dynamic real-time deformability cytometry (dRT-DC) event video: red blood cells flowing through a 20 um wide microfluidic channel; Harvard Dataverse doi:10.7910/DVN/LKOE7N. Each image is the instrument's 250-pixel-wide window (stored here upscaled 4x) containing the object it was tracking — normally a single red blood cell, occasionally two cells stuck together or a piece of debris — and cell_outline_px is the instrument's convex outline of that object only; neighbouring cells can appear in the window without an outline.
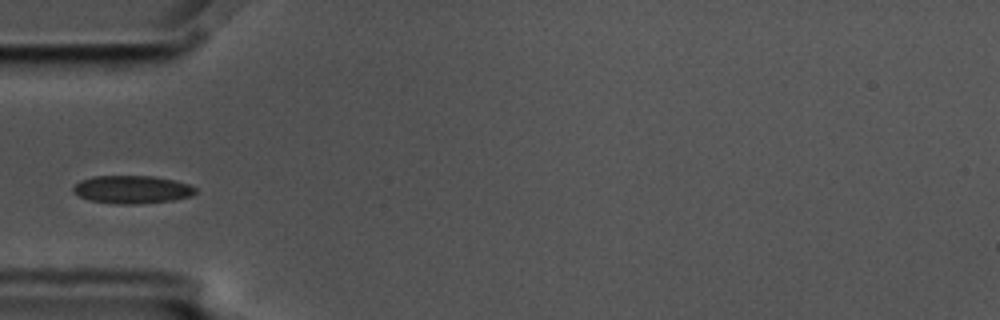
{"species": "common noctule bat (a hibernating species)", "species_latin": "Nyctalus noctula", "temperature_condition": "cold", "stored_images_in_passage": 2, "camera_frame_rate_fps": 3000, "um_per_image_px": 0.085, "animal": {"sex": "male", "body_mass_g": 17.5, "forearm_length_mm": 52.3}, "frame": {"image": 1, "passage_image": 1, "time_ms": 0.0, "image_size_px": [1000, 320], "cell_outline_px": [[196, 192], [192, 196], [172, 200], [136, 204], [116, 204], [88, 200], [72, 192], [72, 188], [80, 180], [92, 176], [152, 176], [172, 180], [188, 184], [196, 188]], "centroid_in_image_um": [11.19, 16.11], "position_along_channel_um": 73.8, "area_um2": 19.88}}